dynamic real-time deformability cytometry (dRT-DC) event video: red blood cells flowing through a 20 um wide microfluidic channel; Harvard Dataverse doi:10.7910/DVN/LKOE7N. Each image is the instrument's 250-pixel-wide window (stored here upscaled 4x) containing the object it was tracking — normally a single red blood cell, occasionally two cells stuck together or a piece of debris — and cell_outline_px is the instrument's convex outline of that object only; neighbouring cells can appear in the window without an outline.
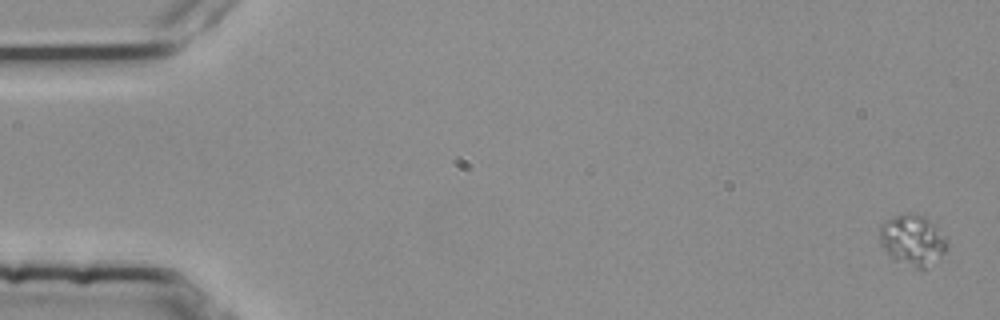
{"species": "common noctule bat (a hibernating species)", "species_latin": "Nyctalus noctula", "temperature_condition": "room temperature", "stored_images_in_passage": 6, "camera_frame_rate_fps": 3000, "um_per_image_px": 0.085, "animal": {"sex": "female", "body_mass_g": 25.1}, "frame": {"image": 1, "passage_image": 1, "time_ms": 0.0, "image_size_px": [1000, 320], "cell_outline_px": [[948, 248], [924, 272], [892, 256], [880, 244], [880, 224], [904, 212], [908, 212], [924, 216], [936, 220], [948, 244]], "centroid_in_image_um": [77.64, 20.37], "position_along_channel_um": 7.4, "area_um2": 20.11}}